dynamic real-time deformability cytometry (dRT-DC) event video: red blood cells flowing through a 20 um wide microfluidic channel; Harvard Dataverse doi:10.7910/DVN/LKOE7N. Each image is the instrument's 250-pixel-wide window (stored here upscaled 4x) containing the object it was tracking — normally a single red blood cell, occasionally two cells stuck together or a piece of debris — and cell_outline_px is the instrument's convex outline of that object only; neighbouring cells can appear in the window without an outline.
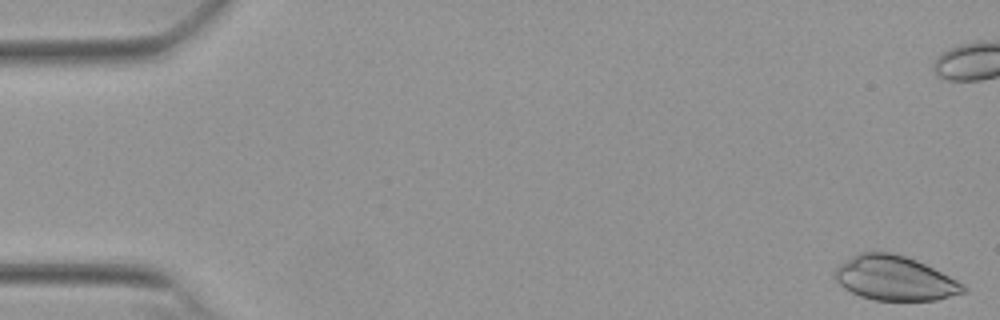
{"species": "Egyptian fruit bat (a non-hibernating species)", "species_latin": "Rousettus aegyptiacus", "temperature_condition": "warm", "stored_images_in_passage": 43, "camera_frame_rate_fps": 3000, "um_per_image_px": 0.085, "animal": {"sex": "female"}, "frame": {"image": 1, "passage_image": 1, "time_ms": 0.0, "image_size_px": [1000, 320], "cell_outline_px": [[968, 288], [964, 292], [936, 300], [872, 300], [860, 296], [844, 288], [836, 280], [836, 268], [840, 264], [852, 256], [860, 252], [892, 252], [916, 260], [964, 284]], "centroid_in_image_um": [76.04, 23.65], "position_along_channel_um": 9.0, "area_um2": 32.83}}
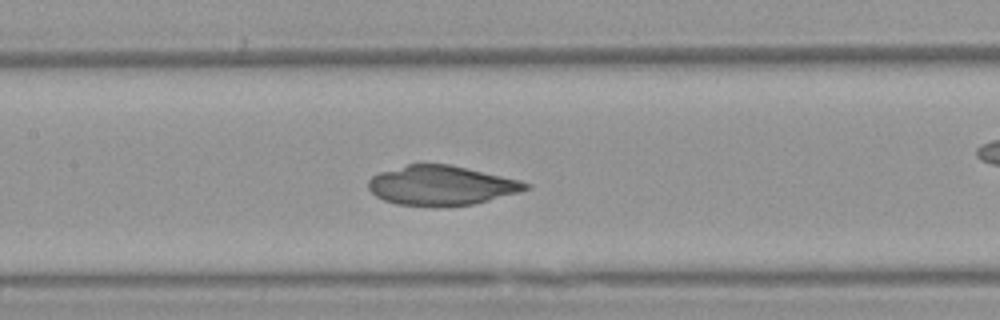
{"frame": {"image": 2, "passage_image": 25, "time_ms": 8.0, "image_size_px": [1000, 320], "cell_outline_px": [[532, 188], [520, 192], [472, 204], [396, 204], [384, 200], [376, 196], [368, 188], [368, 180], [372, 176], [380, 172], [408, 164], [452, 164], [520, 180], [532, 184]], "centroid_in_image_um": [37.54, 15.72], "position_along_channel_um": 169.9, "area_um2": 35.6}}
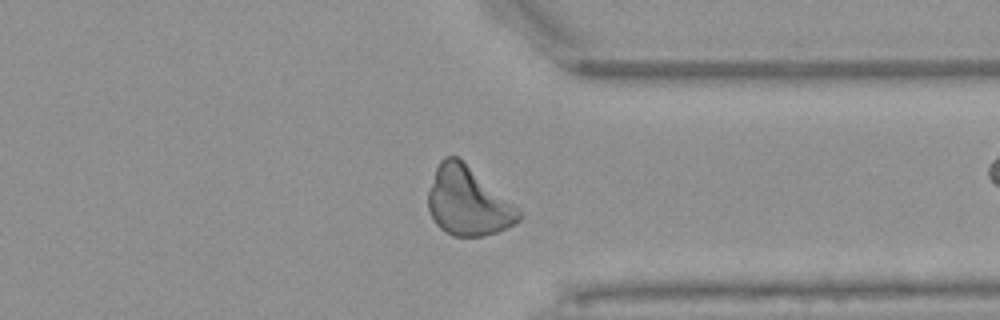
{"frame": {"image": 3, "passage_image": 41, "time_ms": 13.333, "image_size_px": [1000, 320], "cell_outline_px": [[524, 216], [516, 224], [508, 228], [484, 236], [452, 236], [440, 228], [436, 224], [428, 208], [428, 192], [436, 168], [440, 160], [444, 156], [460, 156], [512, 204]], "centroid_in_image_um": [39.76, 17.11], "position_along_channel_um": 371.6, "area_um2": 36.13}}